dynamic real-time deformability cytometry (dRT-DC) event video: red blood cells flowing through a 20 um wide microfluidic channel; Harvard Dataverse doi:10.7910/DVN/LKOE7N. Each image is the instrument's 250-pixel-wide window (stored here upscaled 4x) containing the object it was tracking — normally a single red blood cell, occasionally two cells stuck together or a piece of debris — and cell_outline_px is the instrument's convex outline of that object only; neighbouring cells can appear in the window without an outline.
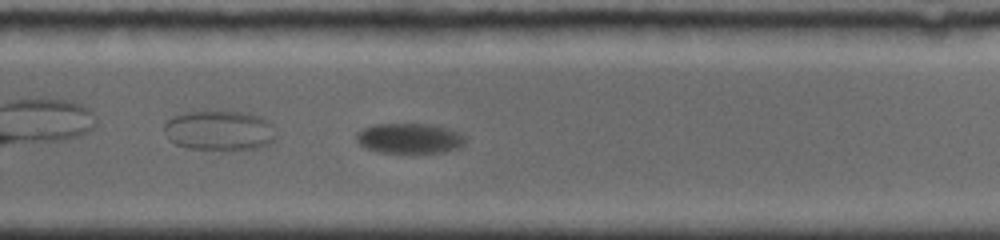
{"species": "common noctule bat (a hibernating species)", "species_latin": "Nyctalus noctula", "temperature_condition": "room temperature", "stored_images_in_passage": 48, "camera_frame_rate_fps": 4000, "um_per_image_px": 0.085, "animal": {"sex": "female", "body_mass_g": 19.0, "forearm_length_mm": 56.7}, "frame": {"image": 1, "passage_image": 31, "time_ms": 7.0, "image_size_px": [1000, 240], "cell_outline_px": [[464, 144], [456, 148], [444, 152], [380, 152], [368, 148], [360, 144], [356, 140], [356, 132], [364, 128], [376, 124], [428, 124], [448, 128], [460, 132], [464, 136]], "centroid_in_image_um": [34.81, 11.75], "position_along_channel_um": 295.0, "area_um2": 18.9}}